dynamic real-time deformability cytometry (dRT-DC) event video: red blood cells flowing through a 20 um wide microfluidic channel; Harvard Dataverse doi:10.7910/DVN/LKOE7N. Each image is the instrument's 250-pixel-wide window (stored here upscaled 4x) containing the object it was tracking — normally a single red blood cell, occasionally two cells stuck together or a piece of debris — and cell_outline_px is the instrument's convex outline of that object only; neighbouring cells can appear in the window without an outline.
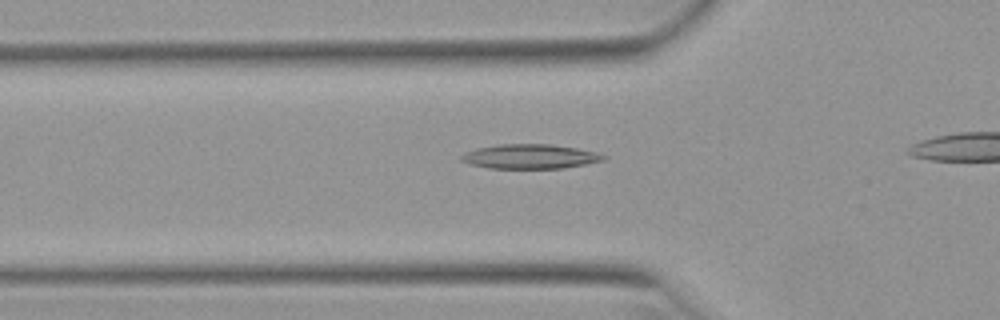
{"species": "Egyptian fruit bat (a non-hibernating species)", "species_latin": "Rousettus aegyptiacus", "temperature_condition": "warm", "stored_images_in_passage": 35, "camera_frame_rate_fps": 3000, "um_per_image_px": 0.085, "animal": {"sex": "female"}, "frame": {"image": 1, "passage_image": 11, "time_ms": 3.333, "image_size_px": [1000, 320], "cell_outline_px": [[608, 156], [604, 160], [584, 164], [560, 168], [488, 168], [472, 164], [460, 160], [460, 156], [476, 148], [500, 144], [548, 144], [576, 148], [596, 152]], "centroid_in_image_um": [45.06, 13.3], "position_along_channel_um": 80.7, "area_um2": 20.0}}
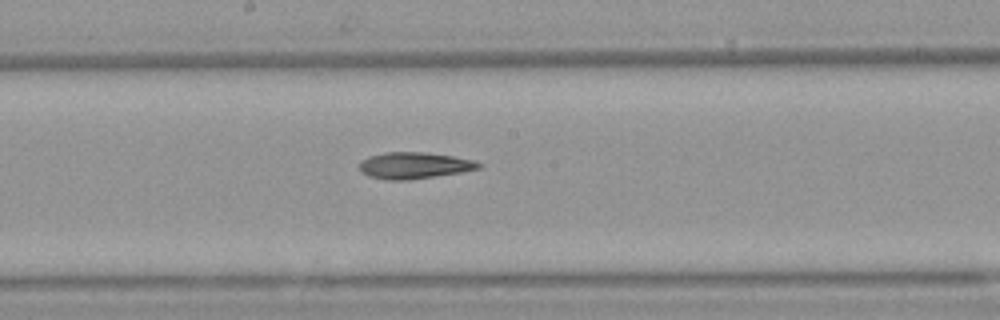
{"frame": {"image": 2, "passage_image": 21, "time_ms": 6.667, "image_size_px": [1000, 320], "cell_outline_px": [[484, 164], [480, 168], [460, 172], [408, 180], [384, 180], [368, 176], [360, 172], [360, 160], [368, 156], [384, 152], [424, 152], [452, 156], [472, 160]], "centroid_in_image_um": [35.15, 14.06], "position_along_channel_um": 213.0, "area_um2": 18.44}}
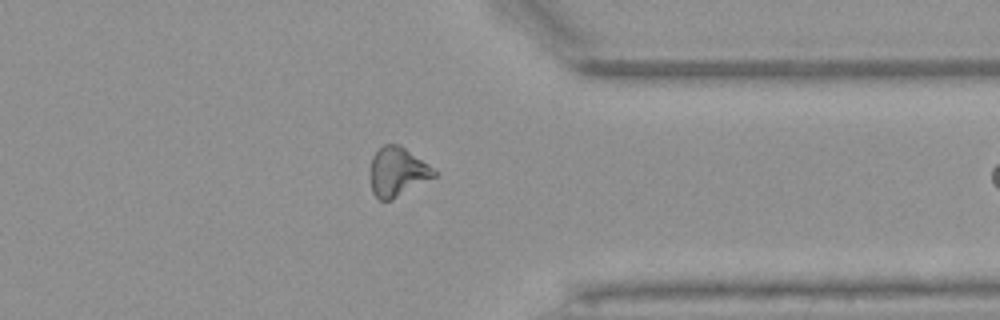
{"frame": {"image": 3, "passage_image": 34, "time_ms": 11.0, "image_size_px": [1000, 320], "cell_outline_px": [[440, 172], [436, 176], [392, 200], [380, 200], [372, 192], [368, 176], [368, 172], [372, 156], [384, 144], [400, 144]], "centroid_in_image_um": [33.77, 14.6], "position_along_channel_um": 377.6, "area_um2": 18.73}}